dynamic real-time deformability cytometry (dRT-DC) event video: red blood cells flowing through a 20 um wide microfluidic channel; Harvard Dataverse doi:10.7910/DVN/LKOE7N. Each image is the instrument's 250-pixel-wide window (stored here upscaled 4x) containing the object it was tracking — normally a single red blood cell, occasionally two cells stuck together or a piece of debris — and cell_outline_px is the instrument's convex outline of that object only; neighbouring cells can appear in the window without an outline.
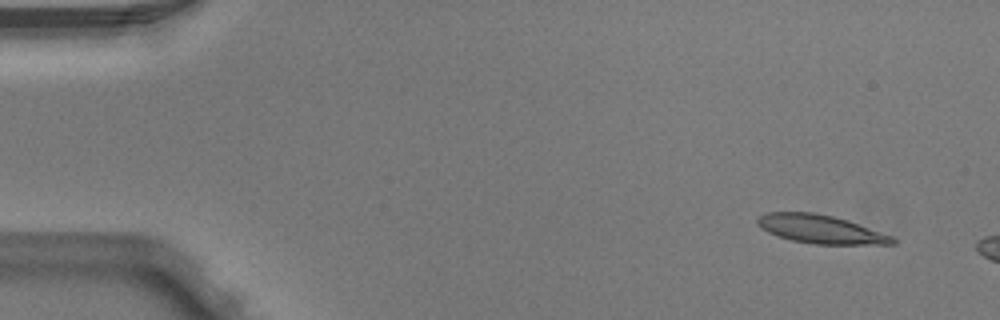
{"species": "Egyptian fruit bat (a non-hibernating species)", "species_latin": "Rousettus aegyptiacus", "temperature_condition": "warm", "stored_images_in_passage": 4, "camera_frame_rate_fps": 3000, "um_per_image_px": 0.085, "animal": {"sex": "male"}, "frame": {"image": 1, "passage_image": 2, "time_ms": 0.333, "image_size_px": [1000, 320], "cell_outline_px": [[896, 244], [816, 244], [792, 240], [768, 232], [756, 224], [756, 220], [764, 212], [812, 212], [832, 216], [848, 220], [892, 236], [896, 240]], "centroid_in_image_um": [69.74, 19.47], "position_along_channel_um": 15.3, "area_um2": 22.2}}